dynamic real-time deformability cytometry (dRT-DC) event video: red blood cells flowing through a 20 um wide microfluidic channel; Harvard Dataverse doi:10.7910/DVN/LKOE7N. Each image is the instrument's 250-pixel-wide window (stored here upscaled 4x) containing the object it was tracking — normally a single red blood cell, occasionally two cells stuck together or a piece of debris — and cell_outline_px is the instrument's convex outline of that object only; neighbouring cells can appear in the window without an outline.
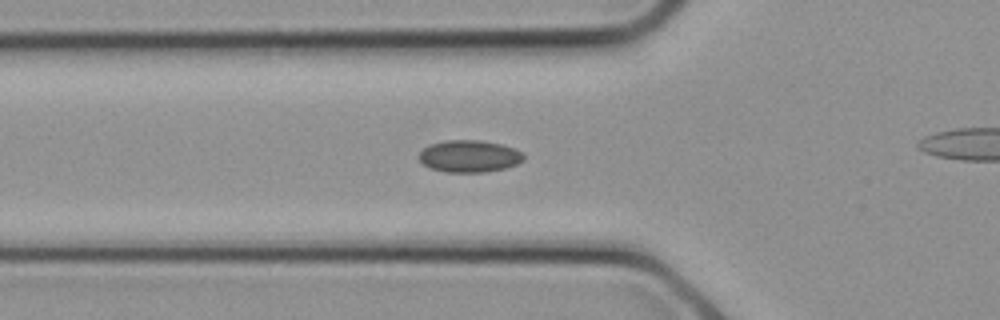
{"species": "common noctule bat (a hibernating species)", "species_latin": "Nyctalus noctula", "temperature_condition": "cold", "stored_images_in_passage": 7, "segment_of_instrument_passage": [1, 2], "camera_frame_rate_fps": 3000, "um_per_image_px": 0.085, "animal": {"sex": "female", "body_mass_g": 21.9}, "frame": {"image": 1, "passage_image": 4, "time_ms": 1.0, "image_size_px": [1000, 320], "cell_outline_px": [[524, 160], [516, 164], [504, 168], [484, 172], [448, 172], [428, 168], [420, 160], [420, 152], [428, 144], [444, 140], [480, 140], [500, 144], [516, 148], [524, 152]], "centroid_in_image_um": [39.9, 13.27], "position_along_channel_um": 85.9, "area_um2": 19.65}}
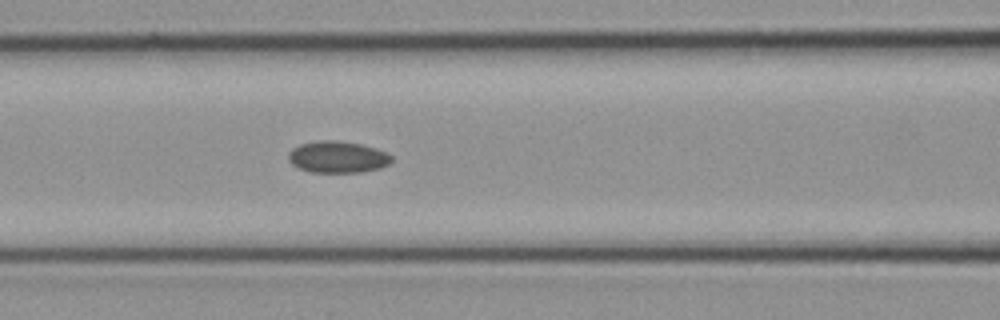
{"frame": {"image": 2, "passage_image": 6, "time_ms": 1.667, "image_size_px": [1000, 320], "cell_outline_px": [[392, 160], [388, 164], [380, 168], [360, 172], [308, 172], [292, 164], [288, 160], [288, 152], [292, 148], [300, 144], [316, 140], [336, 140], [360, 144], [376, 148], [392, 156]], "centroid_in_image_um": [28.66, 13.34], "position_along_channel_um": 137.9, "area_um2": 19.07}}